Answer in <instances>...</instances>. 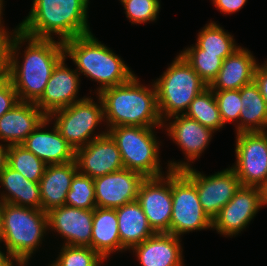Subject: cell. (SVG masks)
Segmentation results:
<instances>
[{
	"instance_id": "6da1fadb",
	"label": "cell",
	"mask_w": 267,
	"mask_h": 266,
	"mask_svg": "<svg viewBox=\"0 0 267 266\" xmlns=\"http://www.w3.org/2000/svg\"><path fill=\"white\" fill-rule=\"evenodd\" d=\"M64 57L61 41L32 38L18 29L11 32L8 78L19 101L35 103L44 93L54 68Z\"/></svg>"
},
{
	"instance_id": "7a4b0ae2",
	"label": "cell",
	"mask_w": 267,
	"mask_h": 266,
	"mask_svg": "<svg viewBox=\"0 0 267 266\" xmlns=\"http://www.w3.org/2000/svg\"><path fill=\"white\" fill-rule=\"evenodd\" d=\"M90 0H33L17 29L32 38L65 42L92 32L89 23ZM55 35V36H54Z\"/></svg>"
},
{
	"instance_id": "3957f363",
	"label": "cell",
	"mask_w": 267,
	"mask_h": 266,
	"mask_svg": "<svg viewBox=\"0 0 267 266\" xmlns=\"http://www.w3.org/2000/svg\"><path fill=\"white\" fill-rule=\"evenodd\" d=\"M104 111L105 128L118 126L162 127L154 82L142 84L135 74L126 83L97 94Z\"/></svg>"
},
{
	"instance_id": "277c9868",
	"label": "cell",
	"mask_w": 267,
	"mask_h": 266,
	"mask_svg": "<svg viewBox=\"0 0 267 266\" xmlns=\"http://www.w3.org/2000/svg\"><path fill=\"white\" fill-rule=\"evenodd\" d=\"M63 46L65 57L73 61L79 75L98 83L95 95L106 88L126 83L135 75L121 56L92 32L67 40Z\"/></svg>"
},
{
	"instance_id": "5b68a950",
	"label": "cell",
	"mask_w": 267,
	"mask_h": 266,
	"mask_svg": "<svg viewBox=\"0 0 267 266\" xmlns=\"http://www.w3.org/2000/svg\"><path fill=\"white\" fill-rule=\"evenodd\" d=\"M2 221L1 241L5 249L17 262L28 266L48 235L47 213L41 209L2 203Z\"/></svg>"
},
{
	"instance_id": "8992f818",
	"label": "cell",
	"mask_w": 267,
	"mask_h": 266,
	"mask_svg": "<svg viewBox=\"0 0 267 266\" xmlns=\"http://www.w3.org/2000/svg\"><path fill=\"white\" fill-rule=\"evenodd\" d=\"M152 81L156 87L162 121L175 115H184L194 98L208 88L180 53L162 75Z\"/></svg>"
},
{
	"instance_id": "52a82bcc",
	"label": "cell",
	"mask_w": 267,
	"mask_h": 266,
	"mask_svg": "<svg viewBox=\"0 0 267 266\" xmlns=\"http://www.w3.org/2000/svg\"><path fill=\"white\" fill-rule=\"evenodd\" d=\"M155 128L118 126L109 128L107 133L116 142L120 151L122 163L125 169L141 173L145 178L159 177L170 170L163 171L161 163L160 146L162 142L157 136ZM160 140V141H159Z\"/></svg>"
},
{
	"instance_id": "ba28073f",
	"label": "cell",
	"mask_w": 267,
	"mask_h": 266,
	"mask_svg": "<svg viewBox=\"0 0 267 266\" xmlns=\"http://www.w3.org/2000/svg\"><path fill=\"white\" fill-rule=\"evenodd\" d=\"M96 102L91 96L52 112L48 119L59 130L61 136L74 148L86 146L93 139L107 134V129L96 132L98 126H105L103 103L98 95ZM103 122V123H102ZM96 133V134H95Z\"/></svg>"
},
{
	"instance_id": "9c48e42d",
	"label": "cell",
	"mask_w": 267,
	"mask_h": 266,
	"mask_svg": "<svg viewBox=\"0 0 267 266\" xmlns=\"http://www.w3.org/2000/svg\"><path fill=\"white\" fill-rule=\"evenodd\" d=\"M172 215L170 234L212 230V220L204 212L194 181L184 171H171Z\"/></svg>"
},
{
	"instance_id": "30bf717a",
	"label": "cell",
	"mask_w": 267,
	"mask_h": 266,
	"mask_svg": "<svg viewBox=\"0 0 267 266\" xmlns=\"http://www.w3.org/2000/svg\"><path fill=\"white\" fill-rule=\"evenodd\" d=\"M169 121V122H168ZM162 130L173 143L184 153V160H168L170 171H183L193 167L192 164L200 158L213 139L214 131L203 126L197 120L185 115H175L163 121Z\"/></svg>"
},
{
	"instance_id": "8fae6325",
	"label": "cell",
	"mask_w": 267,
	"mask_h": 266,
	"mask_svg": "<svg viewBox=\"0 0 267 266\" xmlns=\"http://www.w3.org/2000/svg\"><path fill=\"white\" fill-rule=\"evenodd\" d=\"M231 166L242 186L259 187L267 179V131L236 134Z\"/></svg>"
},
{
	"instance_id": "7c38bea8",
	"label": "cell",
	"mask_w": 267,
	"mask_h": 266,
	"mask_svg": "<svg viewBox=\"0 0 267 266\" xmlns=\"http://www.w3.org/2000/svg\"><path fill=\"white\" fill-rule=\"evenodd\" d=\"M183 171L194 181L202 208L212 221L241 186L231 167L207 176L195 167Z\"/></svg>"
},
{
	"instance_id": "4fadbf2b",
	"label": "cell",
	"mask_w": 267,
	"mask_h": 266,
	"mask_svg": "<svg viewBox=\"0 0 267 266\" xmlns=\"http://www.w3.org/2000/svg\"><path fill=\"white\" fill-rule=\"evenodd\" d=\"M261 208L259 187L241 185L233 198L213 219L212 230L227 238L236 237L247 229Z\"/></svg>"
},
{
	"instance_id": "5bb4252c",
	"label": "cell",
	"mask_w": 267,
	"mask_h": 266,
	"mask_svg": "<svg viewBox=\"0 0 267 266\" xmlns=\"http://www.w3.org/2000/svg\"><path fill=\"white\" fill-rule=\"evenodd\" d=\"M136 201L155 233H170L172 215L171 171L159 177L145 178Z\"/></svg>"
},
{
	"instance_id": "9a60e30c",
	"label": "cell",
	"mask_w": 267,
	"mask_h": 266,
	"mask_svg": "<svg viewBox=\"0 0 267 266\" xmlns=\"http://www.w3.org/2000/svg\"><path fill=\"white\" fill-rule=\"evenodd\" d=\"M47 218L48 234L56 233V237L64 239L61 245L91 248L93 210L64 205L50 210Z\"/></svg>"
},
{
	"instance_id": "2e32d148",
	"label": "cell",
	"mask_w": 267,
	"mask_h": 266,
	"mask_svg": "<svg viewBox=\"0 0 267 266\" xmlns=\"http://www.w3.org/2000/svg\"><path fill=\"white\" fill-rule=\"evenodd\" d=\"M64 57L54 68L47 82L44 93L35 105L48 117L52 112L68 107L87 97H78L80 89V75L75 69L67 66Z\"/></svg>"
},
{
	"instance_id": "e0dca14e",
	"label": "cell",
	"mask_w": 267,
	"mask_h": 266,
	"mask_svg": "<svg viewBox=\"0 0 267 266\" xmlns=\"http://www.w3.org/2000/svg\"><path fill=\"white\" fill-rule=\"evenodd\" d=\"M144 179L141 173L125 168L94 178L96 207L116 209L136 201Z\"/></svg>"
},
{
	"instance_id": "ac0fdd59",
	"label": "cell",
	"mask_w": 267,
	"mask_h": 266,
	"mask_svg": "<svg viewBox=\"0 0 267 266\" xmlns=\"http://www.w3.org/2000/svg\"><path fill=\"white\" fill-rule=\"evenodd\" d=\"M78 172L94 179L124 168L116 142L107 133L75 150Z\"/></svg>"
},
{
	"instance_id": "d6986e66",
	"label": "cell",
	"mask_w": 267,
	"mask_h": 266,
	"mask_svg": "<svg viewBox=\"0 0 267 266\" xmlns=\"http://www.w3.org/2000/svg\"><path fill=\"white\" fill-rule=\"evenodd\" d=\"M49 126L50 129H48ZM21 145L34 153L46 165L66 164L75 160L74 148L61 136L48 117Z\"/></svg>"
},
{
	"instance_id": "ffe728a7",
	"label": "cell",
	"mask_w": 267,
	"mask_h": 266,
	"mask_svg": "<svg viewBox=\"0 0 267 266\" xmlns=\"http://www.w3.org/2000/svg\"><path fill=\"white\" fill-rule=\"evenodd\" d=\"M47 116L34 102H17L0 117V143L21 145Z\"/></svg>"
},
{
	"instance_id": "44dd1931",
	"label": "cell",
	"mask_w": 267,
	"mask_h": 266,
	"mask_svg": "<svg viewBox=\"0 0 267 266\" xmlns=\"http://www.w3.org/2000/svg\"><path fill=\"white\" fill-rule=\"evenodd\" d=\"M182 238L170 233H155L143 243L134 246L130 253L140 266H185Z\"/></svg>"
},
{
	"instance_id": "7402d4cb",
	"label": "cell",
	"mask_w": 267,
	"mask_h": 266,
	"mask_svg": "<svg viewBox=\"0 0 267 266\" xmlns=\"http://www.w3.org/2000/svg\"><path fill=\"white\" fill-rule=\"evenodd\" d=\"M258 63L249 49L240 46L223 60L219 73L208 87L213 91L241 89L254 82Z\"/></svg>"
},
{
	"instance_id": "603a6c76",
	"label": "cell",
	"mask_w": 267,
	"mask_h": 266,
	"mask_svg": "<svg viewBox=\"0 0 267 266\" xmlns=\"http://www.w3.org/2000/svg\"><path fill=\"white\" fill-rule=\"evenodd\" d=\"M77 172L75 160L66 164L46 166L39 181L41 210L43 212L48 213L54 208L65 205L72 179Z\"/></svg>"
},
{
	"instance_id": "cb8c5ba5",
	"label": "cell",
	"mask_w": 267,
	"mask_h": 266,
	"mask_svg": "<svg viewBox=\"0 0 267 266\" xmlns=\"http://www.w3.org/2000/svg\"><path fill=\"white\" fill-rule=\"evenodd\" d=\"M91 248L106 262L111 255L122 253L116 209L96 207L93 210Z\"/></svg>"
},
{
	"instance_id": "d4e9b609",
	"label": "cell",
	"mask_w": 267,
	"mask_h": 266,
	"mask_svg": "<svg viewBox=\"0 0 267 266\" xmlns=\"http://www.w3.org/2000/svg\"><path fill=\"white\" fill-rule=\"evenodd\" d=\"M0 201L16 206L41 209L39 183L27 180L8 165L0 173Z\"/></svg>"
},
{
	"instance_id": "484cf974",
	"label": "cell",
	"mask_w": 267,
	"mask_h": 266,
	"mask_svg": "<svg viewBox=\"0 0 267 266\" xmlns=\"http://www.w3.org/2000/svg\"><path fill=\"white\" fill-rule=\"evenodd\" d=\"M116 213L122 253L130 251L155 234L137 201L116 208Z\"/></svg>"
},
{
	"instance_id": "4316f807",
	"label": "cell",
	"mask_w": 267,
	"mask_h": 266,
	"mask_svg": "<svg viewBox=\"0 0 267 266\" xmlns=\"http://www.w3.org/2000/svg\"><path fill=\"white\" fill-rule=\"evenodd\" d=\"M239 133L267 131V104L255 82L240 89Z\"/></svg>"
},
{
	"instance_id": "83f0119b",
	"label": "cell",
	"mask_w": 267,
	"mask_h": 266,
	"mask_svg": "<svg viewBox=\"0 0 267 266\" xmlns=\"http://www.w3.org/2000/svg\"><path fill=\"white\" fill-rule=\"evenodd\" d=\"M224 27L210 20L197 34L196 45L205 53L219 54L223 60L240 47Z\"/></svg>"
},
{
	"instance_id": "f1b7e54d",
	"label": "cell",
	"mask_w": 267,
	"mask_h": 266,
	"mask_svg": "<svg viewBox=\"0 0 267 266\" xmlns=\"http://www.w3.org/2000/svg\"><path fill=\"white\" fill-rule=\"evenodd\" d=\"M184 115L197 120L215 133L225 128L214 91L209 87L194 98Z\"/></svg>"
},
{
	"instance_id": "f546056e",
	"label": "cell",
	"mask_w": 267,
	"mask_h": 266,
	"mask_svg": "<svg viewBox=\"0 0 267 266\" xmlns=\"http://www.w3.org/2000/svg\"><path fill=\"white\" fill-rule=\"evenodd\" d=\"M180 54L208 86L222 67L223 59L219 54L205 53V50L200 49L196 44L185 47Z\"/></svg>"
},
{
	"instance_id": "4dcf8cb0",
	"label": "cell",
	"mask_w": 267,
	"mask_h": 266,
	"mask_svg": "<svg viewBox=\"0 0 267 266\" xmlns=\"http://www.w3.org/2000/svg\"><path fill=\"white\" fill-rule=\"evenodd\" d=\"M7 165L21 173L27 180L37 183L42 178L47 166L34 153L22 145L9 146Z\"/></svg>"
},
{
	"instance_id": "1f68e13d",
	"label": "cell",
	"mask_w": 267,
	"mask_h": 266,
	"mask_svg": "<svg viewBox=\"0 0 267 266\" xmlns=\"http://www.w3.org/2000/svg\"><path fill=\"white\" fill-rule=\"evenodd\" d=\"M60 247V248H59ZM57 258L48 266H101L104 259L92 248L86 246L60 245Z\"/></svg>"
},
{
	"instance_id": "d6a6232c",
	"label": "cell",
	"mask_w": 267,
	"mask_h": 266,
	"mask_svg": "<svg viewBox=\"0 0 267 266\" xmlns=\"http://www.w3.org/2000/svg\"><path fill=\"white\" fill-rule=\"evenodd\" d=\"M65 205L79 209L94 210L96 208L94 180L87 175L77 172L72 179Z\"/></svg>"
},
{
	"instance_id": "836d02e7",
	"label": "cell",
	"mask_w": 267,
	"mask_h": 266,
	"mask_svg": "<svg viewBox=\"0 0 267 266\" xmlns=\"http://www.w3.org/2000/svg\"><path fill=\"white\" fill-rule=\"evenodd\" d=\"M126 18L131 24L156 22L161 9V0H119Z\"/></svg>"
},
{
	"instance_id": "e575fe53",
	"label": "cell",
	"mask_w": 267,
	"mask_h": 266,
	"mask_svg": "<svg viewBox=\"0 0 267 266\" xmlns=\"http://www.w3.org/2000/svg\"><path fill=\"white\" fill-rule=\"evenodd\" d=\"M224 126L234 122L235 134L239 133V117L242 107L240 89L214 91Z\"/></svg>"
},
{
	"instance_id": "d590c367",
	"label": "cell",
	"mask_w": 267,
	"mask_h": 266,
	"mask_svg": "<svg viewBox=\"0 0 267 266\" xmlns=\"http://www.w3.org/2000/svg\"><path fill=\"white\" fill-rule=\"evenodd\" d=\"M17 102H19L17 92L12 81L7 78L0 83V117L8 112Z\"/></svg>"
},
{
	"instance_id": "8d00e7d4",
	"label": "cell",
	"mask_w": 267,
	"mask_h": 266,
	"mask_svg": "<svg viewBox=\"0 0 267 266\" xmlns=\"http://www.w3.org/2000/svg\"><path fill=\"white\" fill-rule=\"evenodd\" d=\"M10 39L11 33L0 35V83L8 78Z\"/></svg>"
},
{
	"instance_id": "74e56055",
	"label": "cell",
	"mask_w": 267,
	"mask_h": 266,
	"mask_svg": "<svg viewBox=\"0 0 267 266\" xmlns=\"http://www.w3.org/2000/svg\"><path fill=\"white\" fill-rule=\"evenodd\" d=\"M211 2L221 14L231 15L240 11L248 0H212Z\"/></svg>"
},
{
	"instance_id": "f35d334b",
	"label": "cell",
	"mask_w": 267,
	"mask_h": 266,
	"mask_svg": "<svg viewBox=\"0 0 267 266\" xmlns=\"http://www.w3.org/2000/svg\"><path fill=\"white\" fill-rule=\"evenodd\" d=\"M254 82L267 104V58L264 63H258L255 70Z\"/></svg>"
},
{
	"instance_id": "ab89813d",
	"label": "cell",
	"mask_w": 267,
	"mask_h": 266,
	"mask_svg": "<svg viewBox=\"0 0 267 266\" xmlns=\"http://www.w3.org/2000/svg\"><path fill=\"white\" fill-rule=\"evenodd\" d=\"M1 243H3V242L0 240V245H1ZM0 266H24V265L17 262L12 257V255L10 254V252L7 249H6V251L2 250V247L0 246Z\"/></svg>"
},
{
	"instance_id": "60d3db41",
	"label": "cell",
	"mask_w": 267,
	"mask_h": 266,
	"mask_svg": "<svg viewBox=\"0 0 267 266\" xmlns=\"http://www.w3.org/2000/svg\"><path fill=\"white\" fill-rule=\"evenodd\" d=\"M8 148L5 144L0 143V173L7 167L8 162Z\"/></svg>"
},
{
	"instance_id": "b9f144b4",
	"label": "cell",
	"mask_w": 267,
	"mask_h": 266,
	"mask_svg": "<svg viewBox=\"0 0 267 266\" xmlns=\"http://www.w3.org/2000/svg\"><path fill=\"white\" fill-rule=\"evenodd\" d=\"M5 4V1L4 0H0V32L1 33H11V32H13V31H15L16 29H17V26L13 29L12 28V30L10 31V30H8L9 28H7L6 26H4L5 24H4V18H3V15H4V8H5V6L6 5H4ZM10 31V32H9Z\"/></svg>"
},
{
	"instance_id": "7bdbcfd3",
	"label": "cell",
	"mask_w": 267,
	"mask_h": 266,
	"mask_svg": "<svg viewBox=\"0 0 267 266\" xmlns=\"http://www.w3.org/2000/svg\"><path fill=\"white\" fill-rule=\"evenodd\" d=\"M262 208L267 207V179L259 186Z\"/></svg>"
},
{
	"instance_id": "ee69618b",
	"label": "cell",
	"mask_w": 267,
	"mask_h": 266,
	"mask_svg": "<svg viewBox=\"0 0 267 266\" xmlns=\"http://www.w3.org/2000/svg\"><path fill=\"white\" fill-rule=\"evenodd\" d=\"M2 202L0 201V240H1V236H2Z\"/></svg>"
}]
</instances>
